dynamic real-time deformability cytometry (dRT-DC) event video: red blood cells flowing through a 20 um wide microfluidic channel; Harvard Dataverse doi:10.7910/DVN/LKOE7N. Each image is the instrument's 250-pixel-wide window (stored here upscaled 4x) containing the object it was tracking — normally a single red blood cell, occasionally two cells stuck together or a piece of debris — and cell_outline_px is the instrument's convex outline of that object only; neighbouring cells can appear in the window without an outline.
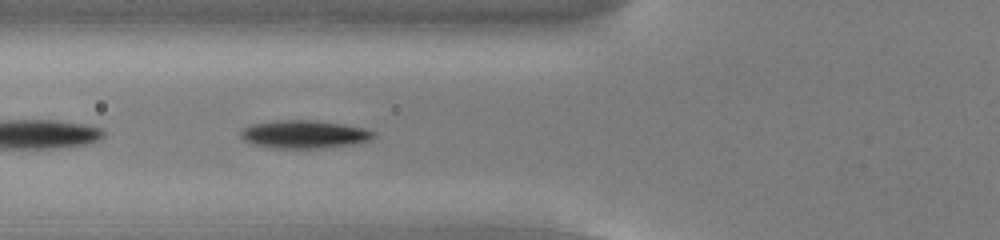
{"species": "common noctule bat (a hibernating species)", "species_latin": "Nyctalus noctula", "temperature_condition": "cold", "stored_images_in_passage": 49, "camera_frame_rate_fps": 3000, "um_per_image_px": 0.085, "animal": {"sex": "male", "body_mass_g": 13.0, "forearm_length_mm": 53.1}, "frame": {"image": 1, "passage_image": 21, "time_ms": 6.667, "image_size_px": [1000, 240], "cell_outline_px": [[376, 136], [368, 140], [348, 144], [316, 148], [272, 148], [252, 144], [244, 140], [240, 136], [240, 132], [244, 128], [252, 124], [276, 120], [316, 120], [344, 124], [364, 128], [376, 132]], "centroid_in_image_um": [25.83, 11.4], "position_along_channel_um": 100.0, "area_um2": 21.56}}
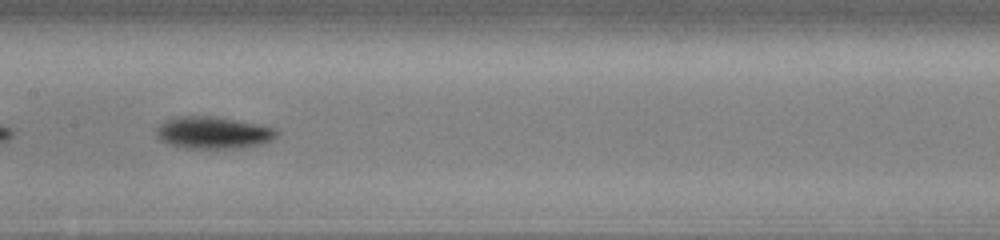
{"frame": {"image": 2, "passage_image": 28, "time_ms": 9.0, "image_size_px": [1000, 240], "cell_outline_px": [[280, 132], [272, 140], [260, 144], [240, 148], [184, 148], [168, 144], [160, 140], [156, 136], [156, 128], [164, 120], [172, 116], [212, 116], [260, 124], [272, 128]], "centroid_in_image_um": [18.07, 11.27], "position_along_channel_um": 189.3, "area_um2": 22.66}}
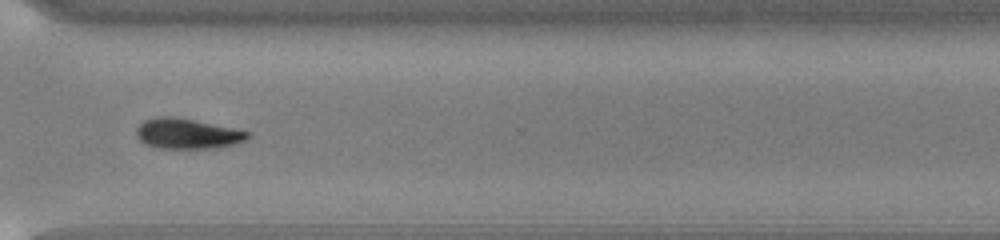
{"frame": {"image": 3, "passage_image": 41, "time_ms": 13.333, "image_size_px": [1000, 240], "cell_outline_px": [[252, 132], [244, 140], [232, 144], [216, 148], [160, 148], [144, 144], [136, 136], [136, 128], [144, 120], [156, 116], [172, 116]], "centroid_in_image_um": [15.86, 11.36], "position_along_channel_um": 354.7, "area_um2": 19.42}, "authors_computed_cell_mechanics": {"area_um2": 21.7906, "velocity_mm_per_s": 3.8221, "shape_relaxation_time_tau1_ms": 1.9287, "shape_relaxation_time_tau2_ms": null, "deformation_change_tau1": 0.0978, "deformation_change_tau2": null}}